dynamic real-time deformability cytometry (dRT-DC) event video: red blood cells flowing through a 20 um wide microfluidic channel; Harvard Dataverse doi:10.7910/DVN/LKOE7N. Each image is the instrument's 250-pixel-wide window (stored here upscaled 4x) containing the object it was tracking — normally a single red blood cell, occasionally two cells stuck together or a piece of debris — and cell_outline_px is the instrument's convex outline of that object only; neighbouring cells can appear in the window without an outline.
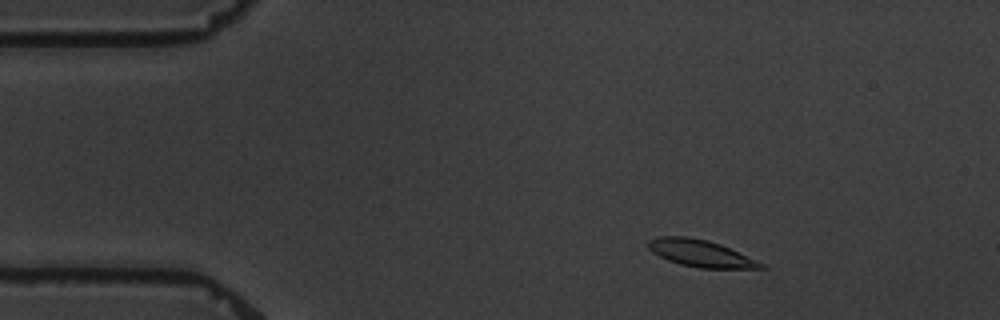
{"species": "common noctule bat (a hibernating species)", "species_latin": "Nyctalus noctula", "temperature_condition": "warm", "stored_images_in_passage": 4, "camera_frame_rate_fps": 3000, "um_per_image_px": 0.085, "animal": {"sex": "male", "body_mass_g": 19.5, "forearm_length_mm": 54.6}, "frame": {"image": 1, "passage_image": 2, "time_ms": 1.333, "image_size_px": [1000, 320], "cell_outline_px": [[768, 268], [700, 268], [680, 264], [668, 260], [652, 252], [648, 248], [648, 240], [660, 236], [688, 236], [708, 240], [720, 244], [756, 260], [764, 264]], "centroid_in_image_um": [59.52, 21.52], "position_along_channel_um": 25.5, "area_um2": 17.51}}